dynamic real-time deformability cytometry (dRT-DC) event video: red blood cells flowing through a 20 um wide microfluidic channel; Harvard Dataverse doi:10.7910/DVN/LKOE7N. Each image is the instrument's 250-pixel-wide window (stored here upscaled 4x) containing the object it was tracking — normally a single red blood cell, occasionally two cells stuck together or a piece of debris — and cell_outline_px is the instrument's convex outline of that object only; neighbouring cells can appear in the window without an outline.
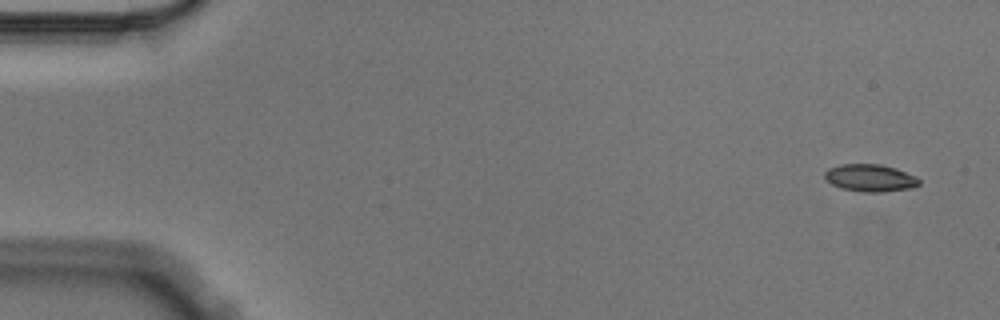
{"species": "Egyptian fruit bat (a non-hibernating species)", "species_latin": "Rousettus aegyptiacus", "temperature_condition": "cold", "stored_images_in_passage": 4, "camera_frame_rate_fps": 3000, "um_per_image_px": 0.085, "animal": {"sex": "male"}, "frame": {"image": 1, "passage_image": 1, "time_ms": 0.0, "image_size_px": [1000, 320], "cell_outline_px": [[920, 184], [912, 188], [880, 192], [864, 192], [840, 188], [824, 180], [824, 172], [828, 168], [840, 164], [880, 164], [896, 168], [916, 176], [920, 180]], "centroid_in_image_um": [73.94, 15.12], "position_along_channel_um": 11.1, "area_um2": 15.2}}